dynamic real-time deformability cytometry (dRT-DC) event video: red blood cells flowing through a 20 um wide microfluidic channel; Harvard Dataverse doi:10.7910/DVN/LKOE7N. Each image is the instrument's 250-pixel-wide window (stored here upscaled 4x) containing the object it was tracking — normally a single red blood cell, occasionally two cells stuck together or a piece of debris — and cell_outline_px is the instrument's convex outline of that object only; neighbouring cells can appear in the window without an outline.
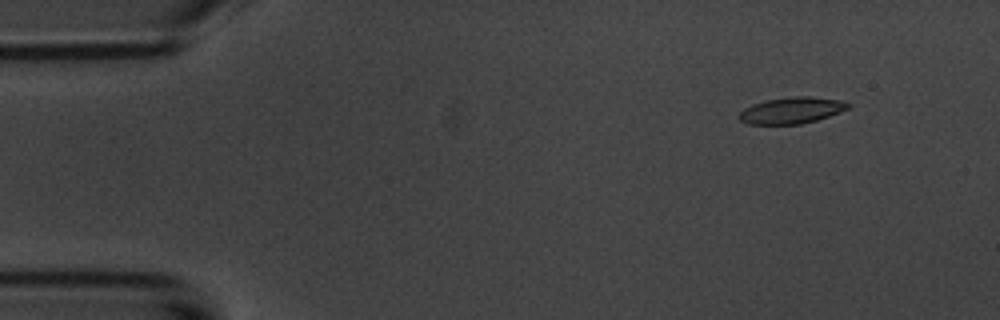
{"species": "common noctule bat (a hibernating species)", "species_latin": "Nyctalus noctula", "temperature_condition": "room temperature", "stored_images_in_passage": 4, "camera_frame_rate_fps": 3000, "um_per_image_px": 0.085, "animal": {"sex": "male", "body_mass_g": 20.1, "forearm_length_mm": 53.5}, "frame": {"image": 1, "passage_image": 2, "time_ms": 1.333, "image_size_px": [1000, 320], "cell_outline_px": [[852, 104], [848, 108], [840, 112], [816, 120], [800, 124], [748, 124], [740, 120], [740, 112], [744, 108], [752, 104], [768, 100], [796, 96], [808, 96], [840, 100]], "centroid_in_image_um": [67.3, 9.38], "position_along_channel_um": 17.7, "area_um2": 16.53}}